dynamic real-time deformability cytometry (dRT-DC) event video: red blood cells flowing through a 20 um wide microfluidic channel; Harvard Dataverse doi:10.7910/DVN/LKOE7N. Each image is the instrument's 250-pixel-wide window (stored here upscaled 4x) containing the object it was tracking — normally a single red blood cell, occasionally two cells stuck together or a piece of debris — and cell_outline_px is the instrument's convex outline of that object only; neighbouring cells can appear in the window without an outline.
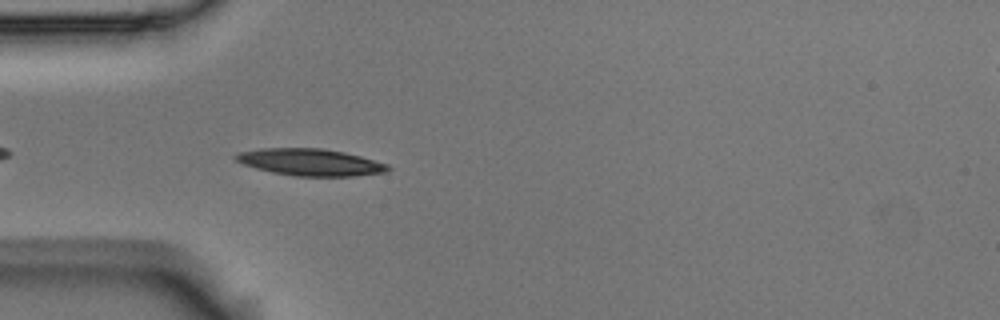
{"species": "Egyptian fruit bat (a non-hibernating species)", "species_latin": "Rousettus aegyptiacus", "temperature_condition": "room temperature", "stored_images_in_passage": 44, "camera_frame_rate_fps": 3000, "um_per_image_px": 0.085, "animal": {"sex": "male"}, "frame": {"image": 1, "passage_image": 4, "time_ms": 1.0, "image_size_px": [1000, 320], "cell_outline_px": [[392, 168], [388, 172], [352, 176], [296, 176], [272, 172], [256, 168], [244, 164], [236, 160], [232, 156], [240, 152], [260, 148], [320, 148], [344, 152], [360, 156], [388, 164]], "centroid_in_image_um": [26.4, 13.79], "position_along_channel_um": 58.6, "area_um2": 23.81}}
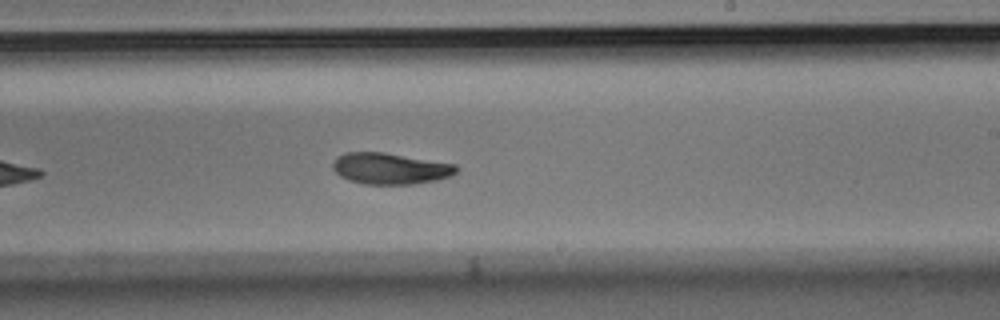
{"frame": {"image": 2, "passage_image": 21, "time_ms": 6.667, "image_size_px": [1000, 320], "cell_outline_px": [[460, 168], [452, 176], [436, 180], [412, 184], [364, 184], [348, 180], [340, 176], [332, 168], [332, 164], [336, 156], [348, 152], [384, 152], [456, 164]], "centroid_in_image_um": [33.17, 14.32], "position_along_channel_um": 255.8, "area_um2": 22.66}}
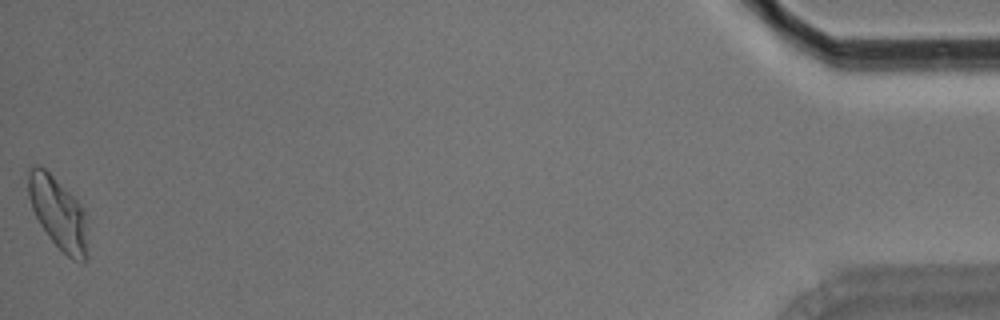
{"frame": {"image": 3, "passage_image": 44, "time_ms": 14.333, "image_size_px": [1000, 320], "cell_outline_px": [[88, 256], [84, 264], [72, 260], [48, 236], [40, 224], [32, 208], [28, 196], [28, 172], [36, 164], [44, 168], [80, 204], [84, 212]], "centroid_in_image_um": [4.95, 18.17], "position_along_channel_um": 430.2, "area_um2": 24.39}, "authors_computed_cell_mechanics": {"area_um2": 22.831, "velocity_mm_per_s": 3.5247, "shape_relaxation_time_tau1_ms": 5.7257, "shape_relaxation_time_tau2_ms": 5.5972, "deformation_change_tau1": 0.1502, "deformation_change_tau2": 0.1058}}